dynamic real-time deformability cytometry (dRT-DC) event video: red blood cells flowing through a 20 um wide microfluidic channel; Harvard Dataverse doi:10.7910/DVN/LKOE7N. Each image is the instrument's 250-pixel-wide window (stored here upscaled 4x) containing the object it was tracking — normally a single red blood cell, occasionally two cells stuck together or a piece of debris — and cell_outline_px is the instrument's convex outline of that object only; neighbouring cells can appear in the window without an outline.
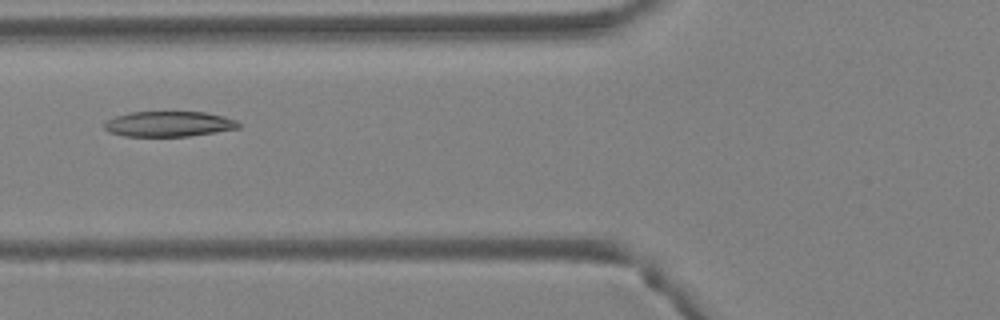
{"species": "Egyptian fruit bat (a non-hibernating species)", "species_latin": "Rousettus aegyptiacus", "temperature_condition": "warm", "stored_images_in_passage": 5, "camera_frame_rate_fps": 3000, "um_per_image_px": 0.085, "animal": {"sex": "female"}, "frame": {"image": 1, "passage_image": 5, "time_ms": 1.333, "image_size_px": [1000, 320], "cell_outline_px": [[240, 128], [216, 132], [188, 136], [124, 136], [108, 132], [104, 128], [104, 124], [108, 120], [116, 116], [132, 112], [204, 112], [224, 116], [236, 120], [240, 124]], "centroid_in_image_um": [14.36, 10.54], "position_along_channel_um": 111.4, "area_um2": 19.77}}